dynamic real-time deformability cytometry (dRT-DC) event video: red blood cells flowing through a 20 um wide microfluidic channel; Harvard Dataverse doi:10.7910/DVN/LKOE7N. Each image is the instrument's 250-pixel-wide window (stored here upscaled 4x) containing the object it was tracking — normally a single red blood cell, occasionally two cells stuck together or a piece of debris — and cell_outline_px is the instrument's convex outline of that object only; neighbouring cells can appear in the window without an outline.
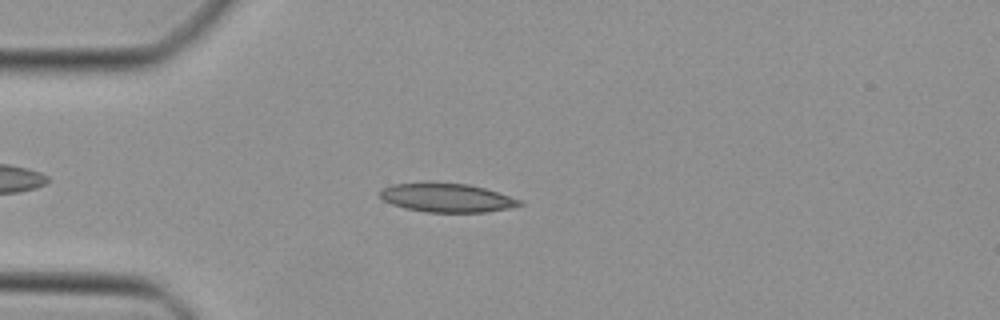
{"species": "Egyptian fruit bat (a non-hibernating species)", "species_latin": "Rousettus aegyptiacus", "temperature_condition": "cold", "stored_images_in_passage": 37, "camera_frame_rate_fps": 3000, "um_per_image_px": 0.085, "animal": {"sex": "female"}, "frame": {"image": 1, "passage_image": 8, "time_ms": 2.333, "image_size_px": [1000, 320], "cell_outline_px": [[524, 204], [508, 208], [484, 212], [424, 212], [404, 208], [392, 204], [384, 200], [376, 192], [380, 188], [392, 184], [428, 180], [468, 184], [484, 188], [520, 200]], "centroid_in_image_um": [37.86, 16.77], "position_along_channel_um": 47.1, "area_um2": 23.99}}
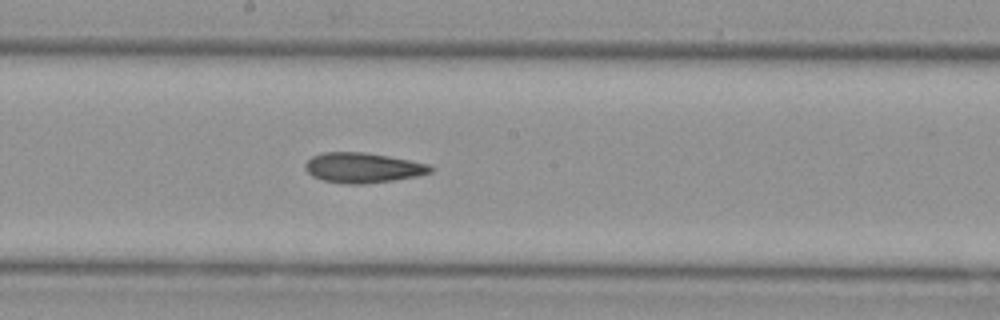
{"frame": {"image": 2, "passage_image": 21, "time_ms": 6.667, "image_size_px": [1000, 320], "cell_outline_px": [[436, 168], [432, 172], [416, 176], [392, 180], [364, 184], [344, 184], [324, 180], [312, 176], [304, 168], [304, 164], [312, 156], [324, 152], [364, 152], [388, 156], [428, 164]], "centroid_in_image_um": [30.83, 14.26], "position_along_channel_um": 217.4, "area_um2": 21.91}}
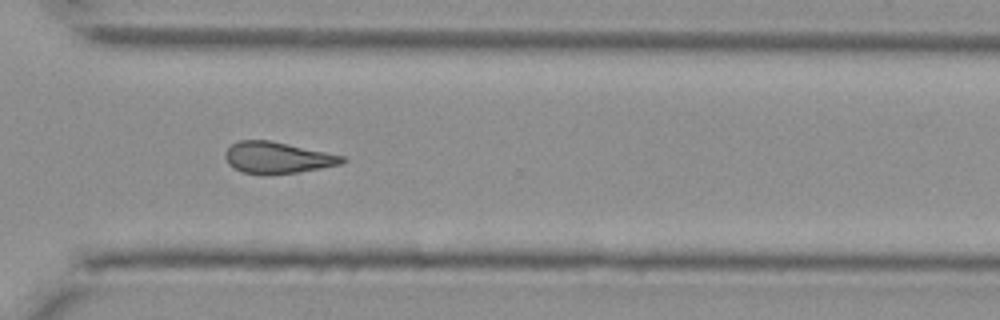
{"frame": {"image": 3, "passage_image": 30, "time_ms": 9.667, "image_size_px": [1000, 320], "cell_outline_px": [[348, 160], [340, 164], [300, 172], [268, 176], [264, 176], [244, 172], [228, 164], [224, 156], [224, 152], [232, 144], [240, 140], [268, 140], [344, 156]], "centroid_in_image_um": [23.55, 13.42], "position_along_channel_um": 347.0, "area_um2": 21.5}}